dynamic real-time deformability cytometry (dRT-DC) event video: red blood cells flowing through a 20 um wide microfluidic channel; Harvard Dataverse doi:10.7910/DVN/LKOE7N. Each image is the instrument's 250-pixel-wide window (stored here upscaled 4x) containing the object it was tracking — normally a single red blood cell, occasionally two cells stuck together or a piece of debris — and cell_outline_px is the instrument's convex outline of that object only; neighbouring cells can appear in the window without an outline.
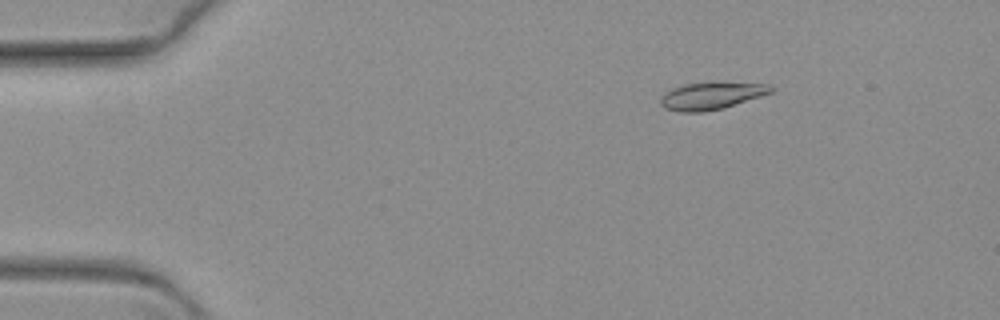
{"species": "common noctule bat (a hibernating species)", "species_latin": "Nyctalus noctula", "temperature_condition": "warm", "stored_images_in_passage": 60, "camera_frame_rate_fps": 3000, "um_per_image_px": 0.085, "animal": {"sex": "female", "body_mass_g": 19.3, "forearm_length_mm": 54.1}, "frame": {"image": 1, "passage_image": 4, "time_ms": 1.0, "image_size_px": [1000, 320], "cell_outline_px": [[776, 88], [772, 92], [724, 108], [704, 112], [680, 112], [664, 108], [660, 104], [660, 96], [684, 84], [768, 84]], "centroid_in_image_um": [60.44, 8.19], "position_along_channel_um": 24.6, "area_um2": 16.82}}
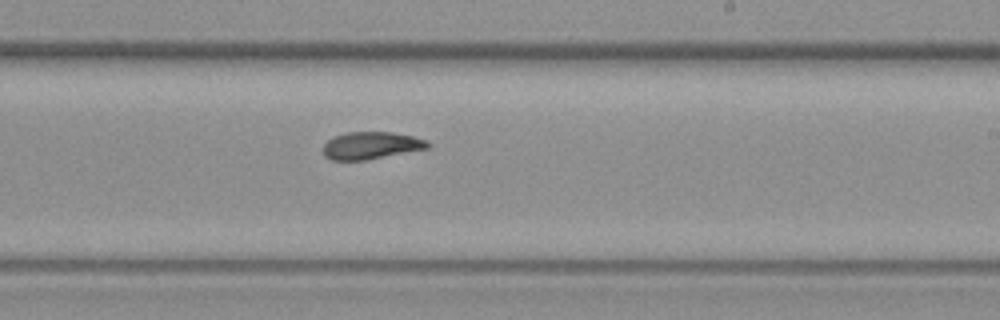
{"frame": {"image": 2, "passage_image": 34, "time_ms": 11.0, "image_size_px": [1000, 320], "cell_outline_px": [[432, 144], [428, 148], [364, 160], [332, 160], [324, 156], [324, 144], [328, 140], [336, 136], [348, 132], [392, 132], [412, 136], [428, 140]], "centroid_in_image_um": [31.56, 12.36], "position_along_channel_um": 257.4, "area_um2": 16.47}}
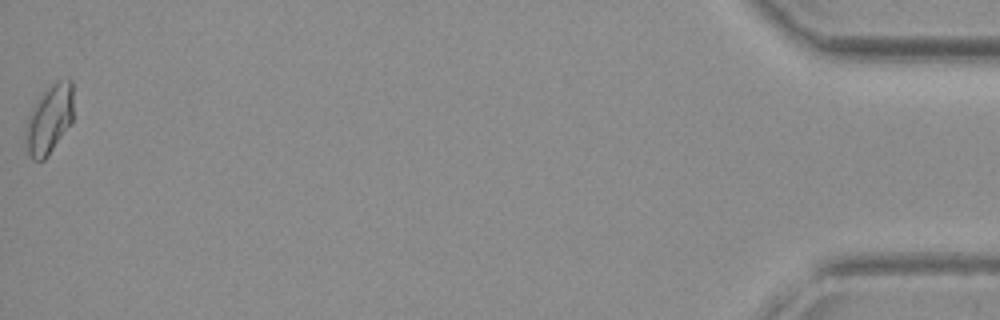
{"frame": {"image": 3, "passage_image": 60, "time_ms": 19.667, "image_size_px": [1000, 320], "cell_outline_px": [[72, 120], [48, 156], [44, 160], [32, 160], [28, 152], [24, 132], [28, 116], [36, 100], [56, 80], [72, 80]], "centroid_in_image_um": [4.16, 10.15], "position_along_channel_um": 431.0, "area_um2": 18.9}}